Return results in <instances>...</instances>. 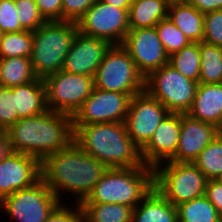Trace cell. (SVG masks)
I'll return each instance as SVG.
<instances>
[{
    "label": "cell",
    "mask_w": 222,
    "mask_h": 222,
    "mask_svg": "<svg viewBox=\"0 0 222 222\" xmlns=\"http://www.w3.org/2000/svg\"><path fill=\"white\" fill-rule=\"evenodd\" d=\"M107 169L73 141L66 149L49 154L41 161V179L60 202L61 192L67 191L74 195L76 203H81Z\"/></svg>",
    "instance_id": "obj_1"
},
{
    "label": "cell",
    "mask_w": 222,
    "mask_h": 222,
    "mask_svg": "<svg viewBox=\"0 0 222 222\" xmlns=\"http://www.w3.org/2000/svg\"><path fill=\"white\" fill-rule=\"evenodd\" d=\"M6 132L11 151L32 155L40 161L74 141L72 116L50 110L21 118Z\"/></svg>",
    "instance_id": "obj_2"
},
{
    "label": "cell",
    "mask_w": 222,
    "mask_h": 222,
    "mask_svg": "<svg viewBox=\"0 0 222 222\" xmlns=\"http://www.w3.org/2000/svg\"><path fill=\"white\" fill-rule=\"evenodd\" d=\"M74 142L108 168L150 167L131 140L123 122L73 125Z\"/></svg>",
    "instance_id": "obj_3"
},
{
    "label": "cell",
    "mask_w": 222,
    "mask_h": 222,
    "mask_svg": "<svg viewBox=\"0 0 222 222\" xmlns=\"http://www.w3.org/2000/svg\"><path fill=\"white\" fill-rule=\"evenodd\" d=\"M154 187V168H108L80 204H122L136 207Z\"/></svg>",
    "instance_id": "obj_4"
},
{
    "label": "cell",
    "mask_w": 222,
    "mask_h": 222,
    "mask_svg": "<svg viewBox=\"0 0 222 222\" xmlns=\"http://www.w3.org/2000/svg\"><path fill=\"white\" fill-rule=\"evenodd\" d=\"M77 33V23L71 21L45 22L33 31L30 60L38 78L44 79L62 69Z\"/></svg>",
    "instance_id": "obj_5"
},
{
    "label": "cell",
    "mask_w": 222,
    "mask_h": 222,
    "mask_svg": "<svg viewBox=\"0 0 222 222\" xmlns=\"http://www.w3.org/2000/svg\"><path fill=\"white\" fill-rule=\"evenodd\" d=\"M207 180L193 163L165 161L154 168V186L174 206L205 195Z\"/></svg>",
    "instance_id": "obj_6"
},
{
    "label": "cell",
    "mask_w": 222,
    "mask_h": 222,
    "mask_svg": "<svg viewBox=\"0 0 222 222\" xmlns=\"http://www.w3.org/2000/svg\"><path fill=\"white\" fill-rule=\"evenodd\" d=\"M94 87L132 97L145 90V77L122 45H112L97 69Z\"/></svg>",
    "instance_id": "obj_7"
},
{
    "label": "cell",
    "mask_w": 222,
    "mask_h": 222,
    "mask_svg": "<svg viewBox=\"0 0 222 222\" xmlns=\"http://www.w3.org/2000/svg\"><path fill=\"white\" fill-rule=\"evenodd\" d=\"M198 84L167 64L145 78V91L170 113H187L193 105Z\"/></svg>",
    "instance_id": "obj_8"
},
{
    "label": "cell",
    "mask_w": 222,
    "mask_h": 222,
    "mask_svg": "<svg viewBox=\"0 0 222 222\" xmlns=\"http://www.w3.org/2000/svg\"><path fill=\"white\" fill-rule=\"evenodd\" d=\"M59 199L40 179L31 187L16 190L0 200V209L16 222H46Z\"/></svg>",
    "instance_id": "obj_9"
},
{
    "label": "cell",
    "mask_w": 222,
    "mask_h": 222,
    "mask_svg": "<svg viewBox=\"0 0 222 222\" xmlns=\"http://www.w3.org/2000/svg\"><path fill=\"white\" fill-rule=\"evenodd\" d=\"M48 110L73 116L90 96L94 77L60 70L43 79Z\"/></svg>",
    "instance_id": "obj_10"
},
{
    "label": "cell",
    "mask_w": 222,
    "mask_h": 222,
    "mask_svg": "<svg viewBox=\"0 0 222 222\" xmlns=\"http://www.w3.org/2000/svg\"><path fill=\"white\" fill-rule=\"evenodd\" d=\"M128 11L97 0L77 21L78 31L121 45L129 31Z\"/></svg>",
    "instance_id": "obj_11"
},
{
    "label": "cell",
    "mask_w": 222,
    "mask_h": 222,
    "mask_svg": "<svg viewBox=\"0 0 222 222\" xmlns=\"http://www.w3.org/2000/svg\"><path fill=\"white\" fill-rule=\"evenodd\" d=\"M170 112L145 90L131 97L125 125L131 140L142 150Z\"/></svg>",
    "instance_id": "obj_12"
},
{
    "label": "cell",
    "mask_w": 222,
    "mask_h": 222,
    "mask_svg": "<svg viewBox=\"0 0 222 222\" xmlns=\"http://www.w3.org/2000/svg\"><path fill=\"white\" fill-rule=\"evenodd\" d=\"M131 96L125 93L93 88L90 96L72 116L73 125L125 123Z\"/></svg>",
    "instance_id": "obj_13"
},
{
    "label": "cell",
    "mask_w": 222,
    "mask_h": 222,
    "mask_svg": "<svg viewBox=\"0 0 222 222\" xmlns=\"http://www.w3.org/2000/svg\"><path fill=\"white\" fill-rule=\"evenodd\" d=\"M121 45L145 78L151 72L169 63V55L166 53L155 27L129 29Z\"/></svg>",
    "instance_id": "obj_14"
},
{
    "label": "cell",
    "mask_w": 222,
    "mask_h": 222,
    "mask_svg": "<svg viewBox=\"0 0 222 222\" xmlns=\"http://www.w3.org/2000/svg\"><path fill=\"white\" fill-rule=\"evenodd\" d=\"M40 179L39 159L11 151L0 161V200L16 190L31 187Z\"/></svg>",
    "instance_id": "obj_15"
},
{
    "label": "cell",
    "mask_w": 222,
    "mask_h": 222,
    "mask_svg": "<svg viewBox=\"0 0 222 222\" xmlns=\"http://www.w3.org/2000/svg\"><path fill=\"white\" fill-rule=\"evenodd\" d=\"M222 131L212 124L192 118L187 113H181V129L175 155L170 162L193 163L198 155Z\"/></svg>",
    "instance_id": "obj_16"
},
{
    "label": "cell",
    "mask_w": 222,
    "mask_h": 222,
    "mask_svg": "<svg viewBox=\"0 0 222 222\" xmlns=\"http://www.w3.org/2000/svg\"><path fill=\"white\" fill-rule=\"evenodd\" d=\"M111 46L106 40L87 36L78 31L61 70L95 77L104 55Z\"/></svg>",
    "instance_id": "obj_17"
},
{
    "label": "cell",
    "mask_w": 222,
    "mask_h": 222,
    "mask_svg": "<svg viewBox=\"0 0 222 222\" xmlns=\"http://www.w3.org/2000/svg\"><path fill=\"white\" fill-rule=\"evenodd\" d=\"M181 129V113H169L160 123L148 144L141 150L145 165L155 168L169 161L176 152Z\"/></svg>",
    "instance_id": "obj_18"
},
{
    "label": "cell",
    "mask_w": 222,
    "mask_h": 222,
    "mask_svg": "<svg viewBox=\"0 0 222 222\" xmlns=\"http://www.w3.org/2000/svg\"><path fill=\"white\" fill-rule=\"evenodd\" d=\"M187 114L222 131V83H199Z\"/></svg>",
    "instance_id": "obj_19"
},
{
    "label": "cell",
    "mask_w": 222,
    "mask_h": 222,
    "mask_svg": "<svg viewBox=\"0 0 222 222\" xmlns=\"http://www.w3.org/2000/svg\"><path fill=\"white\" fill-rule=\"evenodd\" d=\"M12 96L20 119L33 117L48 110L46 87L41 78L12 87Z\"/></svg>",
    "instance_id": "obj_20"
},
{
    "label": "cell",
    "mask_w": 222,
    "mask_h": 222,
    "mask_svg": "<svg viewBox=\"0 0 222 222\" xmlns=\"http://www.w3.org/2000/svg\"><path fill=\"white\" fill-rule=\"evenodd\" d=\"M132 222H178L177 207L154 186L134 208Z\"/></svg>",
    "instance_id": "obj_21"
},
{
    "label": "cell",
    "mask_w": 222,
    "mask_h": 222,
    "mask_svg": "<svg viewBox=\"0 0 222 222\" xmlns=\"http://www.w3.org/2000/svg\"><path fill=\"white\" fill-rule=\"evenodd\" d=\"M168 17L191 42H202L204 14L187 2L169 3Z\"/></svg>",
    "instance_id": "obj_22"
},
{
    "label": "cell",
    "mask_w": 222,
    "mask_h": 222,
    "mask_svg": "<svg viewBox=\"0 0 222 222\" xmlns=\"http://www.w3.org/2000/svg\"><path fill=\"white\" fill-rule=\"evenodd\" d=\"M169 0H132L129 29L151 28L168 17Z\"/></svg>",
    "instance_id": "obj_23"
},
{
    "label": "cell",
    "mask_w": 222,
    "mask_h": 222,
    "mask_svg": "<svg viewBox=\"0 0 222 222\" xmlns=\"http://www.w3.org/2000/svg\"><path fill=\"white\" fill-rule=\"evenodd\" d=\"M30 58H0V87L12 88L35 81Z\"/></svg>",
    "instance_id": "obj_24"
},
{
    "label": "cell",
    "mask_w": 222,
    "mask_h": 222,
    "mask_svg": "<svg viewBox=\"0 0 222 222\" xmlns=\"http://www.w3.org/2000/svg\"><path fill=\"white\" fill-rule=\"evenodd\" d=\"M84 222H132L134 207L122 204H80Z\"/></svg>",
    "instance_id": "obj_25"
},
{
    "label": "cell",
    "mask_w": 222,
    "mask_h": 222,
    "mask_svg": "<svg viewBox=\"0 0 222 222\" xmlns=\"http://www.w3.org/2000/svg\"><path fill=\"white\" fill-rule=\"evenodd\" d=\"M178 222H222L214 205L205 195L176 206Z\"/></svg>",
    "instance_id": "obj_26"
},
{
    "label": "cell",
    "mask_w": 222,
    "mask_h": 222,
    "mask_svg": "<svg viewBox=\"0 0 222 222\" xmlns=\"http://www.w3.org/2000/svg\"><path fill=\"white\" fill-rule=\"evenodd\" d=\"M199 83H222V47L200 42Z\"/></svg>",
    "instance_id": "obj_27"
},
{
    "label": "cell",
    "mask_w": 222,
    "mask_h": 222,
    "mask_svg": "<svg viewBox=\"0 0 222 222\" xmlns=\"http://www.w3.org/2000/svg\"><path fill=\"white\" fill-rule=\"evenodd\" d=\"M185 77L199 83L200 77V43L190 42L169 56V63Z\"/></svg>",
    "instance_id": "obj_28"
},
{
    "label": "cell",
    "mask_w": 222,
    "mask_h": 222,
    "mask_svg": "<svg viewBox=\"0 0 222 222\" xmlns=\"http://www.w3.org/2000/svg\"><path fill=\"white\" fill-rule=\"evenodd\" d=\"M33 44V31L3 33L0 39V58H30Z\"/></svg>",
    "instance_id": "obj_29"
},
{
    "label": "cell",
    "mask_w": 222,
    "mask_h": 222,
    "mask_svg": "<svg viewBox=\"0 0 222 222\" xmlns=\"http://www.w3.org/2000/svg\"><path fill=\"white\" fill-rule=\"evenodd\" d=\"M193 164L208 180L222 175V132L198 155Z\"/></svg>",
    "instance_id": "obj_30"
},
{
    "label": "cell",
    "mask_w": 222,
    "mask_h": 222,
    "mask_svg": "<svg viewBox=\"0 0 222 222\" xmlns=\"http://www.w3.org/2000/svg\"><path fill=\"white\" fill-rule=\"evenodd\" d=\"M158 37L164 46L166 53L171 54L180 51L191 41L183 32L174 25L169 17L162 19L155 25Z\"/></svg>",
    "instance_id": "obj_31"
},
{
    "label": "cell",
    "mask_w": 222,
    "mask_h": 222,
    "mask_svg": "<svg viewBox=\"0 0 222 222\" xmlns=\"http://www.w3.org/2000/svg\"><path fill=\"white\" fill-rule=\"evenodd\" d=\"M18 19L25 30L35 31L46 21L39 13L35 0H15Z\"/></svg>",
    "instance_id": "obj_32"
},
{
    "label": "cell",
    "mask_w": 222,
    "mask_h": 222,
    "mask_svg": "<svg viewBox=\"0 0 222 222\" xmlns=\"http://www.w3.org/2000/svg\"><path fill=\"white\" fill-rule=\"evenodd\" d=\"M20 118L15 108L12 88L0 87V130H7Z\"/></svg>",
    "instance_id": "obj_33"
},
{
    "label": "cell",
    "mask_w": 222,
    "mask_h": 222,
    "mask_svg": "<svg viewBox=\"0 0 222 222\" xmlns=\"http://www.w3.org/2000/svg\"><path fill=\"white\" fill-rule=\"evenodd\" d=\"M203 42L222 47V10L204 14Z\"/></svg>",
    "instance_id": "obj_34"
},
{
    "label": "cell",
    "mask_w": 222,
    "mask_h": 222,
    "mask_svg": "<svg viewBox=\"0 0 222 222\" xmlns=\"http://www.w3.org/2000/svg\"><path fill=\"white\" fill-rule=\"evenodd\" d=\"M0 30L3 33L25 30L18 19L15 0H0Z\"/></svg>",
    "instance_id": "obj_35"
},
{
    "label": "cell",
    "mask_w": 222,
    "mask_h": 222,
    "mask_svg": "<svg viewBox=\"0 0 222 222\" xmlns=\"http://www.w3.org/2000/svg\"><path fill=\"white\" fill-rule=\"evenodd\" d=\"M75 205L73 208L60 202L50 213L46 222H84L83 209L80 203H75Z\"/></svg>",
    "instance_id": "obj_36"
},
{
    "label": "cell",
    "mask_w": 222,
    "mask_h": 222,
    "mask_svg": "<svg viewBox=\"0 0 222 222\" xmlns=\"http://www.w3.org/2000/svg\"><path fill=\"white\" fill-rule=\"evenodd\" d=\"M97 0H62L63 21L76 22Z\"/></svg>",
    "instance_id": "obj_37"
},
{
    "label": "cell",
    "mask_w": 222,
    "mask_h": 222,
    "mask_svg": "<svg viewBox=\"0 0 222 222\" xmlns=\"http://www.w3.org/2000/svg\"><path fill=\"white\" fill-rule=\"evenodd\" d=\"M35 3L46 22L63 21L62 0H35Z\"/></svg>",
    "instance_id": "obj_38"
},
{
    "label": "cell",
    "mask_w": 222,
    "mask_h": 222,
    "mask_svg": "<svg viewBox=\"0 0 222 222\" xmlns=\"http://www.w3.org/2000/svg\"><path fill=\"white\" fill-rule=\"evenodd\" d=\"M205 196L214 205L222 218V184L216 179L207 180Z\"/></svg>",
    "instance_id": "obj_39"
},
{
    "label": "cell",
    "mask_w": 222,
    "mask_h": 222,
    "mask_svg": "<svg viewBox=\"0 0 222 222\" xmlns=\"http://www.w3.org/2000/svg\"><path fill=\"white\" fill-rule=\"evenodd\" d=\"M187 3L194 6L203 14L222 10V0H189Z\"/></svg>",
    "instance_id": "obj_40"
},
{
    "label": "cell",
    "mask_w": 222,
    "mask_h": 222,
    "mask_svg": "<svg viewBox=\"0 0 222 222\" xmlns=\"http://www.w3.org/2000/svg\"><path fill=\"white\" fill-rule=\"evenodd\" d=\"M11 152L10 142L5 130H0V161Z\"/></svg>",
    "instance_id": "obj_41"
},
{
    "label": "cell",
    "mask_w": 222,
    "mask_h": 222,
    "mask_svg": "<svg viewBox=\"0 0 222 222\" xmlns=\"http://www.w3.org/2000/svg\"><path fill=\"white\" fill-rule=\"evenodd\" d=\"M103 3L110 4L112 6L129 10L132 0H99Z\"/></svg>",
    "instance_id": "obj_42"
},
{
    "label": "cell",
    "mask_w": 222,
    "mask_h": 222,
    "mask_svg": "<svg viewBox=\"0 0 222 222\" xmlns=\"http://www.w3.org/2000/svg\"><path fill=\"white\" fill-rule=\"evenodd\" d=\"M189 0H169V3L188 2Z\"/></svg>",
    "instance_id": "obj_43"
},
{
    "label": "cell",
    "mask_w": 222,
    "mask_h": 222,
    "mask_svg": "<svg viewBox=\"0 0 222 222\" xmlns=\"http://www.w3.org/2000/svg\"><path fill=\"white\" fill-rule=\"evenodd\" d=\"M216 180L222 184V175H220Z\"/></svg>",
    "instance_id": "obj_44"
},
{
    "label": "cell",
    "mask_w": 222,
    "mask_h": 222,
    "mask_svg": "<svg viewBox=\"0 0 222 222\" xmlns=\"http://www.w3.org/2000/svg\"><path fill=\"white\" fill-rule=\"evenodd\" d=\"M2 35H3V32L0 30V39H1Z\"/></svg>",
    "instance_id": "obj_45"
}]
</instances>
